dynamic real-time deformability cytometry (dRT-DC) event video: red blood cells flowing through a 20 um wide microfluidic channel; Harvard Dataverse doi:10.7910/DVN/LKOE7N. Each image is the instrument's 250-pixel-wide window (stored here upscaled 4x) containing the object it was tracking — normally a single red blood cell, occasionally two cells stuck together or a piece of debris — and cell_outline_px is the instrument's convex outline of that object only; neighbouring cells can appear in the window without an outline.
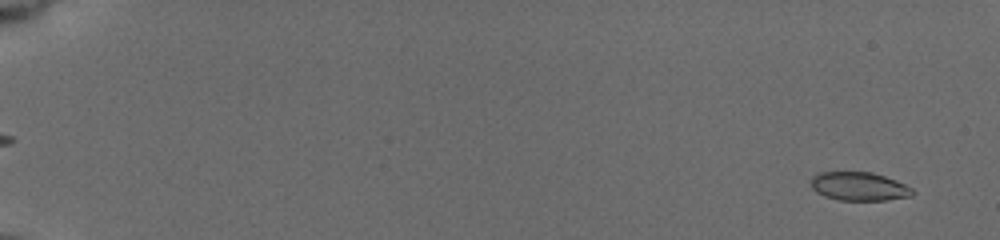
{"species": "common noctule bat (a hibernating species)", "species_latin": "Nyctalus noctula", "temperature_condition": "cold", "stored_images_in_passage": 58, "camera_frame_rate_fps": 3000, "um_per_image_px": 0.085, "animal": {"sex": "female", "body_mass_g": 19.5, "forearm_length_mm": 54.1}, "frame": {"image": 1, "passage_image": 3, "time_ms": 0.667, "image_size_px": [1000, 240], "cell_outline_px": [[916, 192], [912, 196], [888, 200], [836, 200], [824, 196], [816, 192], [812, 188], [808, 180], [812, 176], [820, 172], [872, 172], [896, 180], [912, 188]], "centroid_in_image_um": [73.0, 15.84], "position_along_channel_um": 12.0, "area_um2": 17.17}}
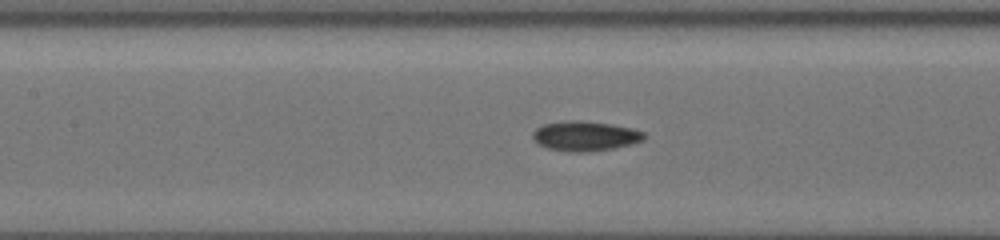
{"frame": {"image": 2, "passage_image": 29, "time_ms": 9.333, "image_size_px": [1000, 240], "cell_outline_px": [[644, 140], [632, 144], [612, 148], [584, 152], [568, 152], [548, 148], [532, 140], [532, 132], [536, 128], [544, 124], [568, 120], [580, 120], [608, 124], [632, 128], [644, 132]], "centroid_in_image_um": [49.7, 11.56], "position_along_channel_um": 157.7, "area_um2": 19.25}}
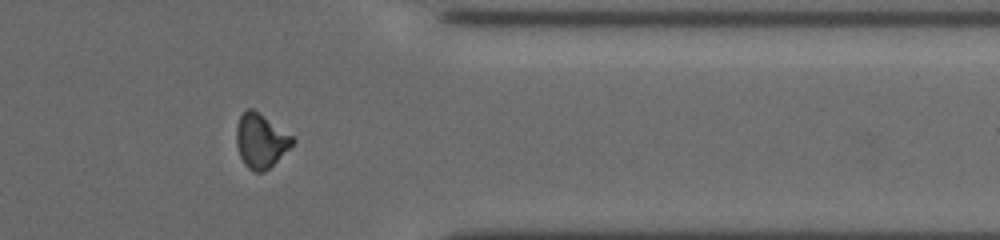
{"frame": {"image": 3, "passage_image": 48, "time_ms": 15.667, "image_size_px": [1000, 240], "cell_outline_px": [[296, 140], [264, 172], [252, 172], [244, 164], [240, 156], [236, 144], [236, 124], [240, 116], [248, 108], [252, 108], [292, 136]], "centroid_in_image_um": [22.11, 11.97], "position_along_channel_um": 389.3, "area_um2": 17.34}, "authors_computed_cell_mechanics": {"area_um2": 17.918, "velocity_mm_per_s": 3.7623, "shape_relaxation_time_tau1_ms": 4.4951, "shape_relaxation_time_tau2_ms": 4.7671, "deformation_change_tau1": 0.1178, "deformation_change_tau2": 0.0873}}